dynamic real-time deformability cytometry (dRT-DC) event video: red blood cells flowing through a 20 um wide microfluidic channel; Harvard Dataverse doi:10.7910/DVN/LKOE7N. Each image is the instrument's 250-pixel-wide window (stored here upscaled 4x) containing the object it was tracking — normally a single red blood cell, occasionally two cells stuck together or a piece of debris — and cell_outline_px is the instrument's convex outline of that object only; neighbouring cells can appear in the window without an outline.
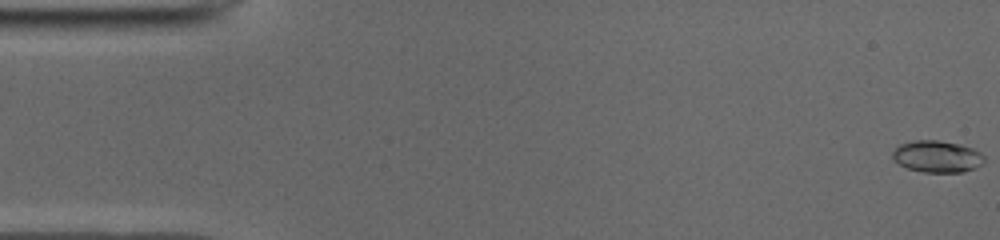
{"species": "common noctule bat (a hibernating species)", "species_latin": "Nyctalus noctula", "temperature_condition": "cold", "stored_images_in_passage": 51, "camera_frame_rate_fps": 3000, "um_per_image_px": 0.085, "animal": {"sex": "male", "body_mass_g": 19.0, "forearm_length_mm": 50.8}, "frame": {"image": 1, "passage_image": 1, "time_ms": 0.0, "image_size_px": [1000, 240], "cell_outline_px": [[984, 164], [976, 168], [964, 172], [924, 172], [908, 168], [892, 160], [892, 152], [900, 144], [916, 140], [936, 140], [960, 144], [972, 148], [980, 152], [984, 156]], "centroid_in_image_um": [79.68, 13.31], "position_along_channel_um": 5.3, "area_um2": 17.05}}
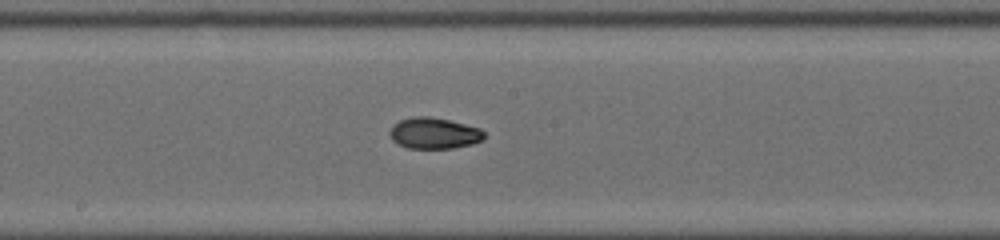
{"frame": {"image": 2, "passage_image": 27, "time_ms": 8.667, "image_size_px": [1000, 240], "cell_outline_px": [[484, 140], [472, 144], [452, 148], [408, 148], [392, 140], [388, 132], [400, 120], [412, 116], [428, 116], [448, 120], [480, 128], [484, 132]], "centroid_in_image_um": [36.91, 11.32], "position_along_channel_um": 211.3, "area_um2": 16.99}}
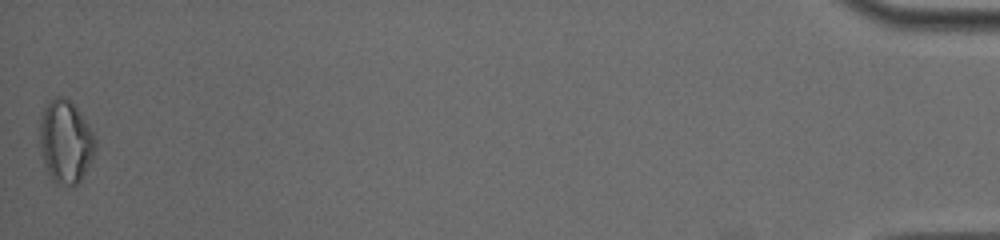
{"frame": {"image": 3, "passage_image": 51, "time_ms": 16.667, "image_size_px": [1000, 240], "cell_outline_px": [[96, 140], [92, 156], [80, 180], [76, 184], [56, 184], [52, 180], [44, 164], [40, 152], [40, 116], [48, 100], [56, 96], [68, 96], [80, 112], [92, 132]], "centroid_in_image_um": [5.53, 11.98], "position_along_channel_um": 429.7, "area_um2": 26.7}, "authors_computed_cell_mechanics": {"area_um2": 16.8198, "velocity_mm_per_s": 3.9651, "shape_relaxation_time_tau1_ms": null, "shape_relaxation_time_tau2_ms": 2.6199, "deformation_change_tau1": null, "deformation_change_tau2": 0.0598}}